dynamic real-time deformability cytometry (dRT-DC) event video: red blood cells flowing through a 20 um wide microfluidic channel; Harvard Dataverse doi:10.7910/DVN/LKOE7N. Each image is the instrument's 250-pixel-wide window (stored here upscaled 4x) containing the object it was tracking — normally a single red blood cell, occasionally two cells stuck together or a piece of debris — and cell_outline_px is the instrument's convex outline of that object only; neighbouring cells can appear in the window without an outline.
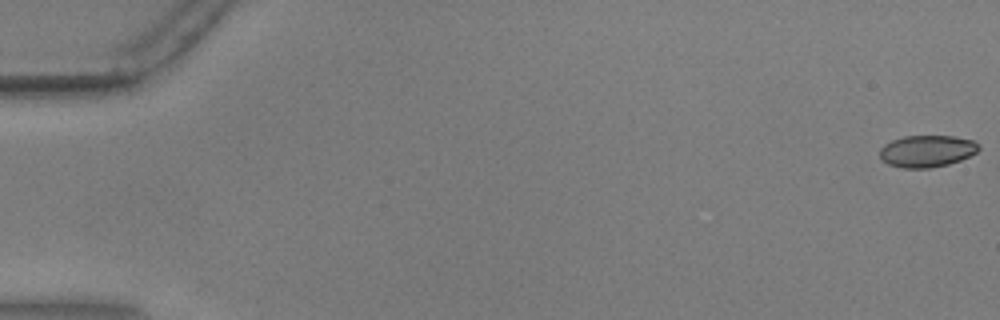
{"species": "common noctule bat (a hibernating species)", "species_latin": "Nyctalus noctula", "temperature_condition": "warm", "stored_images_in_passage": 57, "camera_frame_rate_fps": 3000, "um_per_image_px": 0.085, "animal": {"sex": "male", "body_mass_g": 17.9, "forearm_length_mm": 54.2}, "frame": {"image": 1, "passage_image": 1, "time_ms": 0.0, "image_size_px": [1000, 320], "cell_outline_px": [[980, 148], [976, 152], [960, 160], [948, 164], [928, 168], [904, 168], [888, 164], [880, 160], [880, 148], [884, 144], [892, 140], [904, 136], [952, 136], [972, 140], [980, 144]], "centroid_in_image_um": [78.76, 12.84], "position_along_channel_um": 6.2, "area_um2": 18.38}}
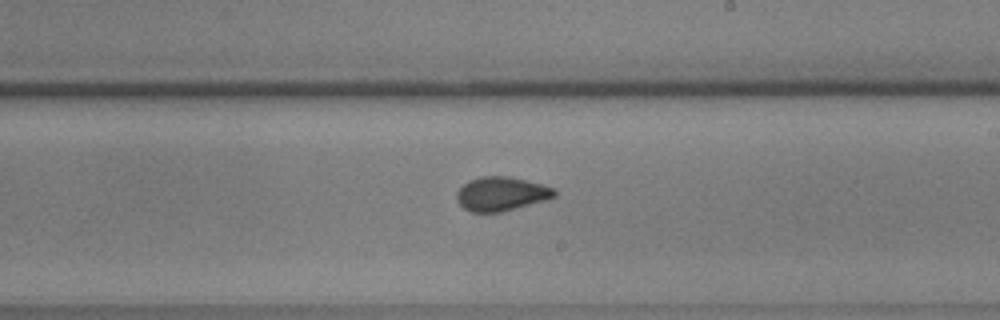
{"frame": {"image": 2, "passage_image": 34, "time_ms": 11.0, "image_size_px": [1000, 320], "cell_outline_px": [[556, 196], [544, 200], [500, 212], [468, 212], [456, 200], [456, 192], [468, 180], [480, 176], [508, 176], [556, 188]], "centroid_in_image_um": [42.57, 16.47], "position_along_channel_um": 246.4, "area_um2": 19.25}}
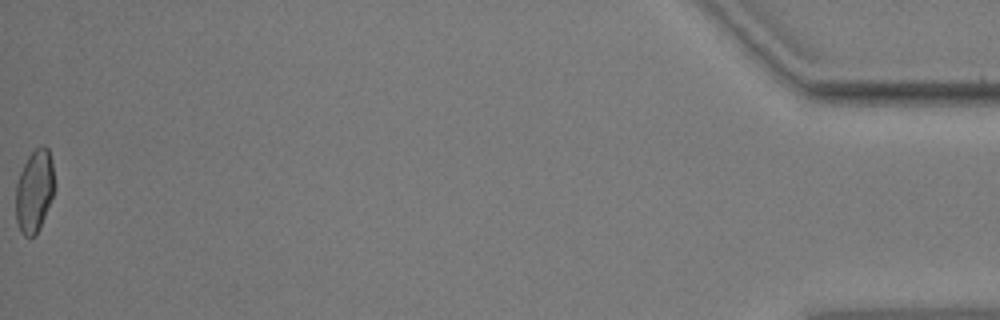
{"frame": {"image": 3, "passage_image": 57, "time_ms": 18.667, "image_size_px": [1000, 320], "cell_outline_px": [[56, 188], [40, 228], [36, 236], [24, 236], [20, 232], [16, 220], [16, 184], [20, 172], [28, 156], [40, 144], [44, 144], [48, 148], [52, 160], [56, 184]], "centroid_in_image_um": [2.95, 16.22], "position_along_channel_um": 432.2, "area_um2": 19.07}, "authors_computed_cell_mechanics": {"area_um2": 19.074, "velocity_mm_per_s": 3.6378, "shape_relaxation_time_tau1_ms": 6.0896, "shape_relaxation_time_tau2_ms": 0.9766, "deformation_change_tau1": 0.1573, "deformation_change_tau2": 0.0614}}